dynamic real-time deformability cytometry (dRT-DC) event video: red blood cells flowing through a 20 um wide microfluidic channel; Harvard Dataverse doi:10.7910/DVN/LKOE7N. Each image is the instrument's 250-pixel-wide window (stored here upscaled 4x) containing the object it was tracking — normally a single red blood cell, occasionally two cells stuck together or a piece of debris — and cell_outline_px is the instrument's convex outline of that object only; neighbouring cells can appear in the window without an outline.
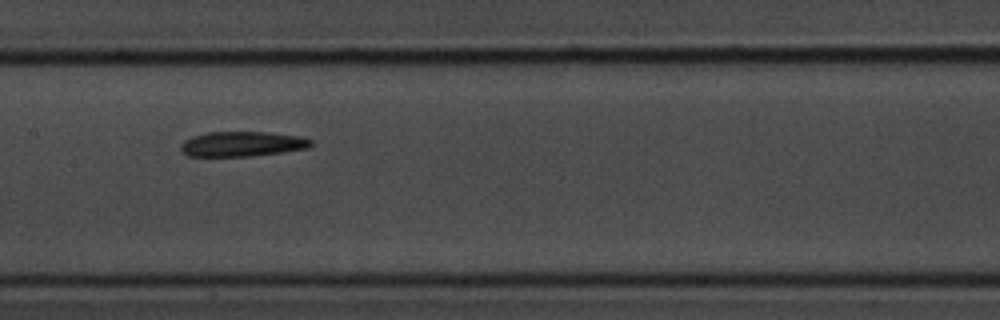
{"species": "common noctule bat (a hibernating species)", "species_latin": "Nyctalus noctula", "temperature_condition": "room temperature", "stored_images_in_passage": 7, "camera_frame_rate_fps": 3000, "um_per_image_px": 0.085, "animal": {"sex": "male", "body_mass_g": 20.1, "forearm_length_mm": 53.5}, "frame": {"image": 1, "passage_image": 5, "time_ms": 1.333, "image_size_px": [1000, 320], "cell_outline_px": [[312, 144], [308, 148], [284, 152], [248, 156], [188, 156], [180, 152], [180, 144], [184, 140], [192, 136], [208, 132], [268, 132], [300, 136], [312, 140]], "centroid_in_image_um": [20.55, 12.24], "position_along_channel_um": 186.8, "area_um2": 19.07}}